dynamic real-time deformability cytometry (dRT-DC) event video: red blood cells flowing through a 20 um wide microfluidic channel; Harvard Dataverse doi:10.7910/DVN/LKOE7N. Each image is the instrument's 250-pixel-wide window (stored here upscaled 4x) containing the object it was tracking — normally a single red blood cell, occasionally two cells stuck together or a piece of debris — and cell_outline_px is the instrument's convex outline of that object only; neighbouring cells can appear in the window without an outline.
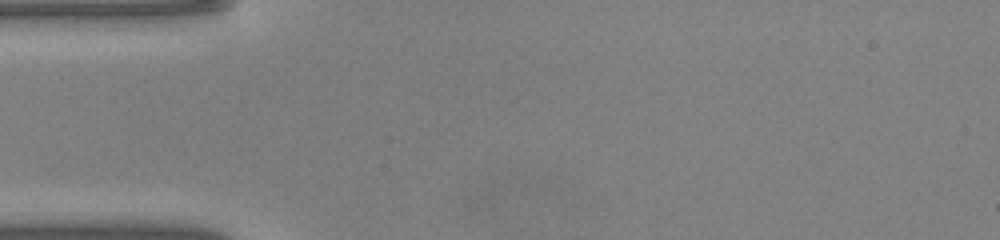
{"species": "common noctule bat (a hibernating species)", "species_latin": "Nyctalus noctula", "temperature_condition": "warm", "stored_images_in_passage": 1, "camera_frame_rate_fps": 3000, "um_per_image_px": 0.085, "animal": {"sex": "male", "body_mass_g": 20.0, "forearm_length_mm": 53.3}, "frame": {"image": 1, "passage_image": 1, "time_ms": 0.0, "image_size_px": [1000, 240], "cell_outline_px": [[168, 184], [80, 184], [32, 180], [36, 176], [44, 172], [136, 172], [160, 176], [168, 180]], "centroid_in_image_um": [8.62, 15.13], "position_along_channel_um": 76.4, "area_um2": 10.12}}